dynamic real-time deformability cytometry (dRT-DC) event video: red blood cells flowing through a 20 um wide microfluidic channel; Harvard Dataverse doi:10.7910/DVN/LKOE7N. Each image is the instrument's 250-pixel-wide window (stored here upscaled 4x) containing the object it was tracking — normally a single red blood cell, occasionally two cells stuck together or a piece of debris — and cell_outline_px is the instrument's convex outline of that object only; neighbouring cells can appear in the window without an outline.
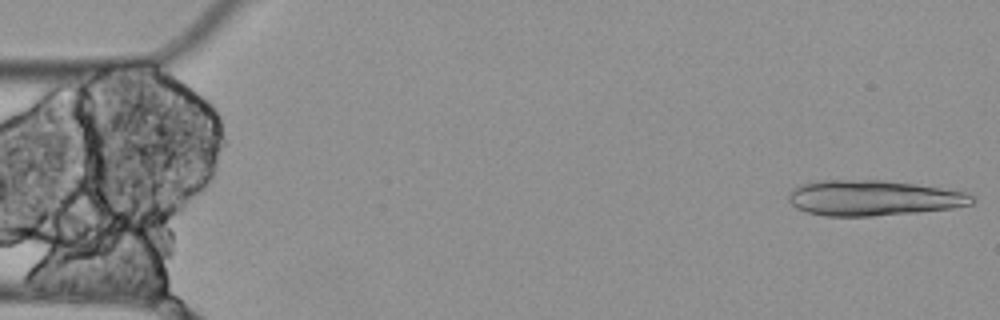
{"species": "Egyptian fruit bat (a non-hibernating species)", "species_latin": "Rousettus aegyptiacus", "temperature_condition": "cold", "stored_images_in_passage": 5, "camera_frame_rate_fps": 3000, "um_per_image_px": 0.085, "animal": {"sex": "female"}, "frame": {"image": 1, "passage_image": 1, "time_ms": 0.0, "image_size_px": [1000, 320], "cell_outline_px": [[976, 200], [972, 204], [952, 208], [920, 212], [872, 216], [824, 216], [808, 212], [796, 208], [788, 200], [788, 196], [792, 188], [804, 184], [820, 180], [884, 180], [964, 188]], "centroid_in_image_um": [74.38, 16.81], "position_along_channel_um": 10.6, "area_um2": 38.9}}
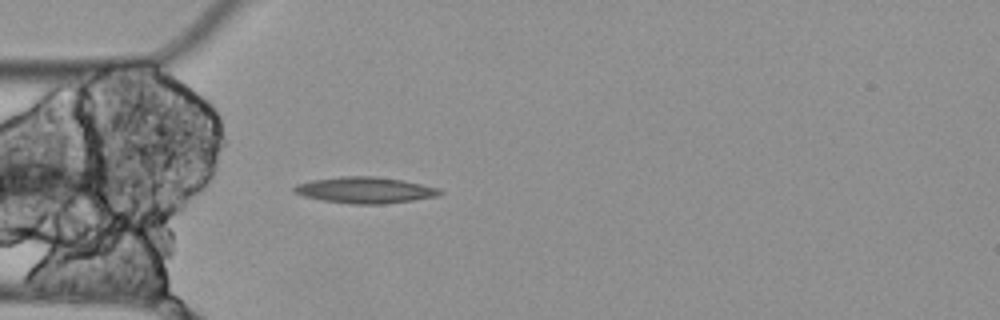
{"frame": {"image": 2, "passage_image": 5, "time_ms": 1.333, "image_size_px": [1000, 320], "cell_outline_px": [[444, 192], [436, 196], [412, 200], [384, 204], [352, 204], [324, 200], [304, 196], [292, 192], [292, 188], [296, 184], [312, 180], [340, 176], [376, 176], [400, 180], [440, 188]], "centroid_in_image_um": [31.0, 16.15], "position_along_channel_um": 54.0, "area_um2": 22.14}}